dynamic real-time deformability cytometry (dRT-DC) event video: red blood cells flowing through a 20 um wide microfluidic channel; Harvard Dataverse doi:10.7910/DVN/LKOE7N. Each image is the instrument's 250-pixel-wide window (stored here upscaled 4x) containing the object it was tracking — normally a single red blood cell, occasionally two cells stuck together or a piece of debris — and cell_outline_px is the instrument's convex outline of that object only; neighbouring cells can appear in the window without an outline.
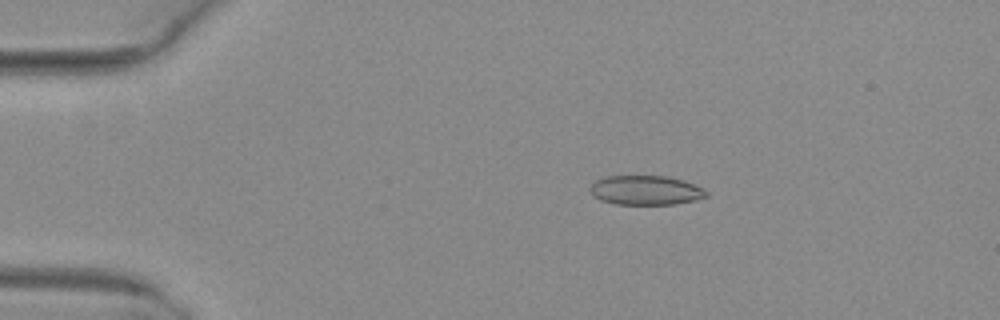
{"species": "common noctule bat (a hibernating species)", "species_latin": "Nyctalus noctula", "temperature_condition": "warm", "stored_images_in_passage": 5, "camera_frame_rate_fps": 3000, "um_per_image_px": 0.085, "animal": {"sex": "female", "body_mass_g": 29.2, "forearm_length_mm": 56.3}, "frame": {"image": 1, "passage_image": 3, "time_ms": 0.667, "image_size_px": [1000, 320], "cell_outline_px": [[708, 196], [696, 200], [676, 204], [616, 204], [600, 200], [592, 196], [588, 188], [596, 180], [604, 176], [664, 176], [684, 180], [704, 188], [708, 192]], "centroid_in_image_um": [54.88, 16.17], "position_along_channel_um": 30.1, "area_um2": 20.11}}